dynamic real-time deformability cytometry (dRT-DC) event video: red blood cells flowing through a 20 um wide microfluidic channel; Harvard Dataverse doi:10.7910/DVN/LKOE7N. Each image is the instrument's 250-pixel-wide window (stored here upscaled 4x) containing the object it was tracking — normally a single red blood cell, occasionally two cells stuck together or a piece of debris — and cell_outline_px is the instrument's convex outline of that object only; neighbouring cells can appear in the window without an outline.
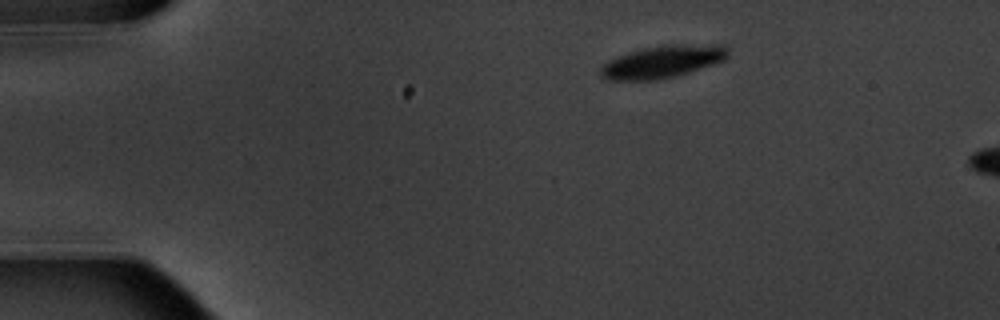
{"species": "common noctule bat (a hibernating species)", "species_latin": "Nyctalus noctula", "temperature_condition": "warm", "stored_images_in_passage": 2, "camera_frame_rate_fps": 3000, "um_per_image_px": 0.085, "animal": {"sex": "male", "body_mass_g": 20.1, "forearm_length_mm": 53.5}, "frame": {"image": 1, "passage_image": 2, "time_ms": 1.333, "image_size_px": [1000, 320], "cell_outline_px": [[728, 56], [724, 60], [676, 76], [656, 80], [608, 80], [600, 76], [600, 68], [608, 60], [628, 52], [644, 48], [664, 44], [724, 44], [728, 48]], "centroid_in_image_um": [56.32, 5.23], "position_along_channel_um": 28.7, "area_um2": 24.16}}